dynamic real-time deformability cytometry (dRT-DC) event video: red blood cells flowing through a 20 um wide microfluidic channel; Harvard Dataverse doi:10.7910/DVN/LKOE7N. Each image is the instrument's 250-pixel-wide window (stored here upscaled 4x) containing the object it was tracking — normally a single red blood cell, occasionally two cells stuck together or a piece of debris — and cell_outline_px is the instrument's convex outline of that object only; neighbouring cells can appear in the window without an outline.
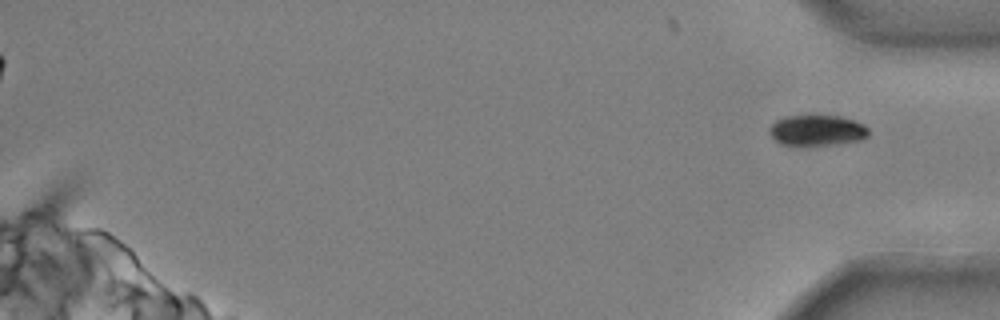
{"species": "common noctule bat (a hibernating species)", "species_latin": "Nyctalus noctula", "temperature_condition": "cold", "stored_images_in_passage": 53, "segment_of_instrument_passage": [2, 2], "camera_frame_rate_fps": 3000, "um_per_image_px": 0.085, "animal": {"sex": "male", "body_mass_g": 20.4}, "frame": {"image": 1, "passage_image": 53, "time_ms": 17.333, "image_size_px": [1000, 320], "cell_outline_px": [[868, 136], [860, 140], [836, 144], [808, 148], [796, 148], [780, 144], [772, 140], [768, 132], [772, 124], [776, 120], [784, 116], [816, 112], [840, 116], [864, 124], [868, 128]], "centroid_in_image_um": [69.36, 11.08], "position_along_channel_um": 365.8, "area_um2": 19.36}}